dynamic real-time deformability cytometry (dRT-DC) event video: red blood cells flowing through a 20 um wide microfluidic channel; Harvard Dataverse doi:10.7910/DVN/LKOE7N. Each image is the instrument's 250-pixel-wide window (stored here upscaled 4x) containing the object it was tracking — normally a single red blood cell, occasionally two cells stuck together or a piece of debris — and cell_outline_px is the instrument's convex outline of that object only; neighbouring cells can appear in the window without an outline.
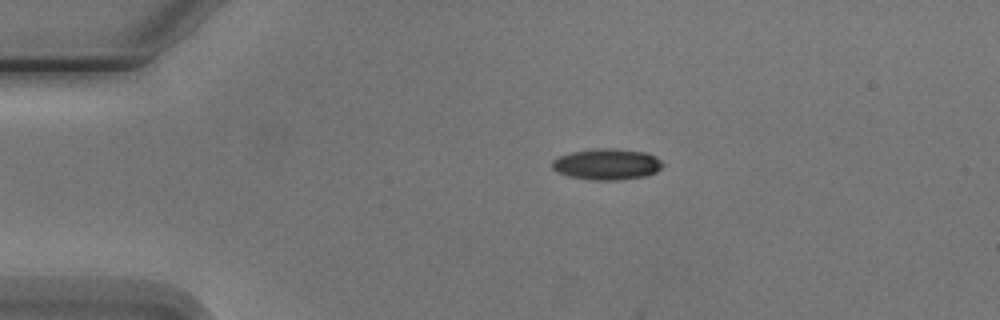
{"species": "Egyptian fruit bat (a non-hibernating species)", "species_latin": "Rousettus aegyptiacus", "temperature_condition": "cold", "stored_images_in_passage": 4, "camera_frame_rate_fps": 3000, "um_per_image_px": 0.085, "animal": {"sex": "male"}, "frame": {"image": 1, "passage_image": 4, "time_ms": 3.667, "image_size_px": [1000, 320], "cell_outline_px": [[664, 164], [656, 172], [644, 176], [616, 180], [592, 180], [568, 176], [556, 172], [552, 168], [552, 160], [556, 156], [572, 152], [596, 148], [612, 148], [644, 152], [660, 160]], "centroid_in_image_um": [51.52, 13.96], "position_along_channel_um": 33.5, "area_um2": 20.0}}